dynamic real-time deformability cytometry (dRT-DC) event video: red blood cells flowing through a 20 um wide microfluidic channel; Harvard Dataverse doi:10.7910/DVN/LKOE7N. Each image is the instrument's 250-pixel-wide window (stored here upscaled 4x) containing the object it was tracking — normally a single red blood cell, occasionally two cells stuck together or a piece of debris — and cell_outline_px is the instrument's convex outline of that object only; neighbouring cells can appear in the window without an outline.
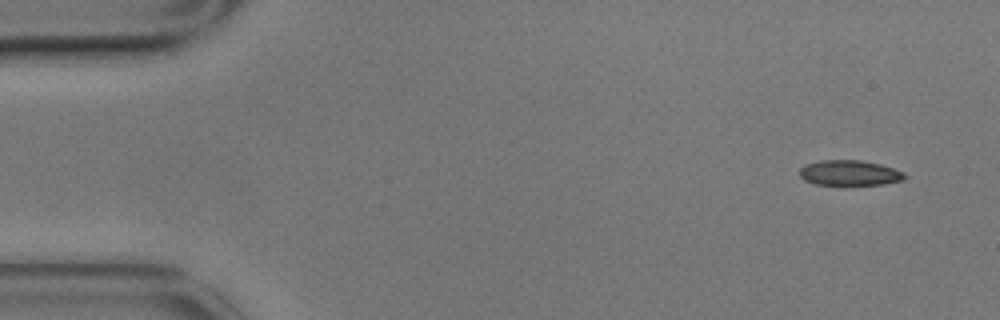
{"species": "common noctule bat (a hibernating species)", "species_latin": "Nyctalus noctula", "temperature_condition": "cold", "stored_images_in_passage": 4, "camera_frame_rate_fps": 3000, "um_per_image_px": 0.085, "animal": {"sex": "male", "body_mass_g": 17.9}, "frame": {"image": 1, "passage_image": 1, "time_ms": 0.0, "image_size_px": [1000, 320], "cell_outline_px": [[908, 176], [904, 180], [884, 184], [816, 184], [804, 180], [800, 176], [800, 168], [804, 164], [820, 160], [860, 160], [880, 164], [904, 172]], "centroid_in_image_um": [72.22, 14.68], "position_along_channel_um": 12.8, "area_um2": 15.43}}
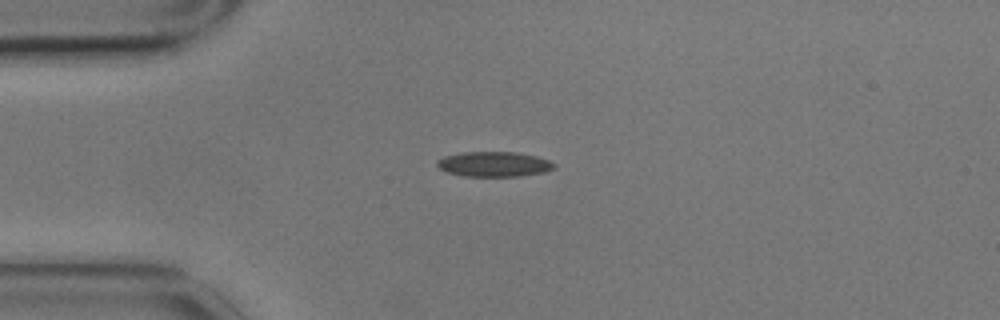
{"frame": {"image": 2, "passage_image": 4, "time_ms": 1.0, "image_size_px": [1000, 320], "cell_outline_px": [[556, 168], [544, 172], [516, 176], [464, 176], [448, 172], [440, 168], [436, 164], [436, 160], [444, 156], [464, 152], [516, 152], [536, 156], [548, 160], [556, 164]], "centroid_in_image_um": [42.0, 13.95], "position_along_channel_um": 43.0, "area_um2": 16.99}}